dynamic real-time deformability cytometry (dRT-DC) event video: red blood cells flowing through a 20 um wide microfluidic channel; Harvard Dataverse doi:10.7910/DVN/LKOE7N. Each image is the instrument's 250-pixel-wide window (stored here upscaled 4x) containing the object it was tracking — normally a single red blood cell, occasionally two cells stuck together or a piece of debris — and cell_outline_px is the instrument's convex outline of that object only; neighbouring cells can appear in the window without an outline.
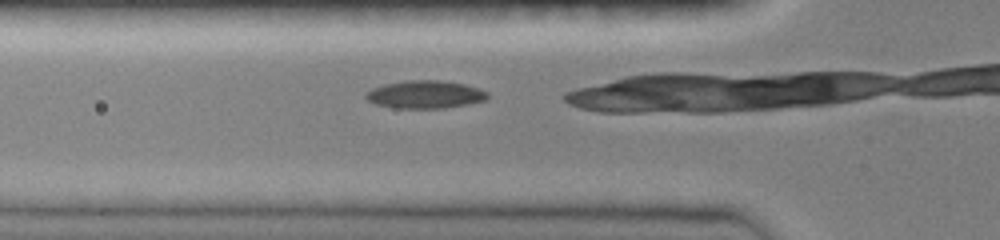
{"species": "common noctule bat (a hibernating species)", "species_latin": "Nyctalus noctula", "temperature_condition": "room temperature", "stored_images_in_passage": 24, "camera_frame_rate_fps": 3000, "um_per_image_px": 0.085, "animal": {"sex": "female", "body_mass_g": 19.0, "forearm_length_mm": 51.5}, "frame": {"image": 1, "passage_image": 11, "time_ms": 3.333, "image_size_px": [1000, 240], "cell_outline_px": [[488, 96], [484, 100], [468, 104], [444, 108], [396, 108], [376, 104], [368, 100], [364, 96], [364, 92], [372, 88], [384, 84], [404, 80], [440, 80], [464, 84], [480, 88], [488, 92]], "centroid_in_image_um": [36.11, 8.02], "position_along_channel_um": 89.7, "area_um2": 19.83}}
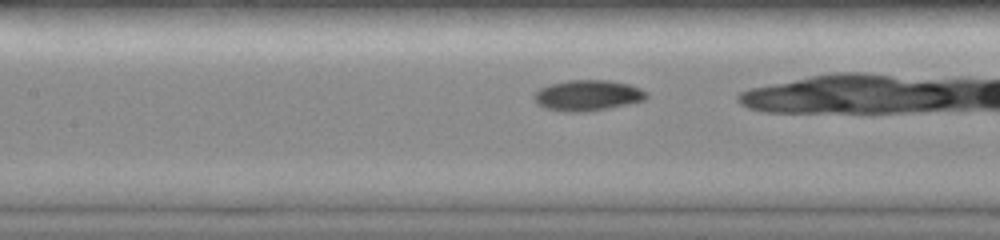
{"frame": {"image": 2, "passage_image": 16, "time_ms": 5.0, "image_size_px": [1000, 240], "cell_outline_px": [[648, 96], [644, 100], [628, 104], [608, 108], [584, 112], [564, 112], [544, 108], [536, 104], [532, 96], [540, 88], [548, 84], [568, 80], [608, 80], [628, 84], [640, 88]], "centroid_in_image_um": [49.89, 8.11], "position_along_channel_um": 157.5, "area_um2": 20.23}}
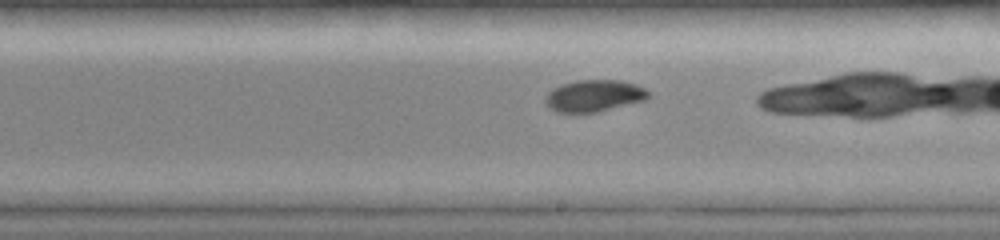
{"frame": {"image": 3, "passage_image": 22, "time_ms": 7.0, "image_size_px": [1000, 240], "cell_outline_px": [[652, 96], [644, 100], [596, 112], [556, 112], [548, 108], [544, 104], [544, 100], [548, 92], [552, 88], [576, 80], [620, 80], [636, 84], [644, 88]], "centroid_in_image_um": [50.47, 8.14], "position_along_channel_um": 238.5, "area_um2": 19.07}}